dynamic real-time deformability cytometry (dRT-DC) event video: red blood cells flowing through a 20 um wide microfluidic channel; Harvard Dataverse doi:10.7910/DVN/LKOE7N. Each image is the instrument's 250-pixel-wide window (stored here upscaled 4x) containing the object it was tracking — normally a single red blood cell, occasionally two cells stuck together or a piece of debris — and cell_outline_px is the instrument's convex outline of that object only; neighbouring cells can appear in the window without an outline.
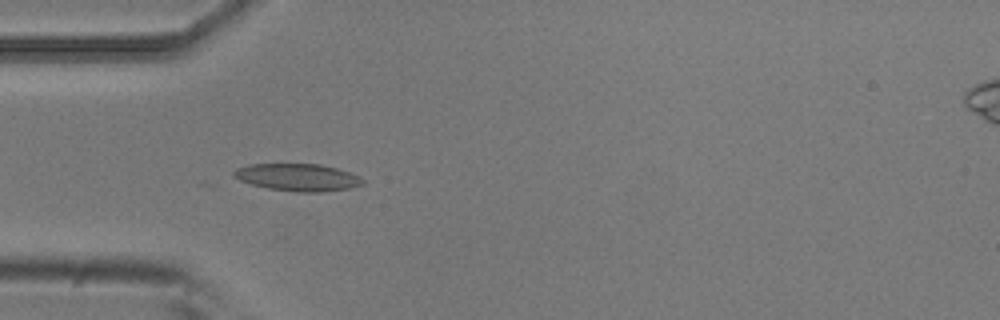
{"species": "common noctule bat (a hibernating species)", "species_latin": "Nyctalus noctula", "temperature_condition": "room temperature", "stored_images_in_passage": 8, "camera_frame_rate_fps": 3000, "um_per_image_px": 0.085, "animal": {"sex": "male", "body_mass_g": 20.5, "forearm_length_mm": 52.5}, "frame": {"image": 1, "passage_image": 4, "time_ms": 1.0, "image_size_px": [1000, 320], "cell_outline_px": [[364, 184], [348, 188], [320, 192], [296, 192], [268, 188], [252, 184], [240, 180], [232, 176], [232, 172], [236, 168], [248, 164], [320, 164], [336, 168], [360, 176], [364, 180]], "centroid_in_image_um": [25.29, 15.07], "position_along_channel_um": 59.7, "area_um2": 20.46}}
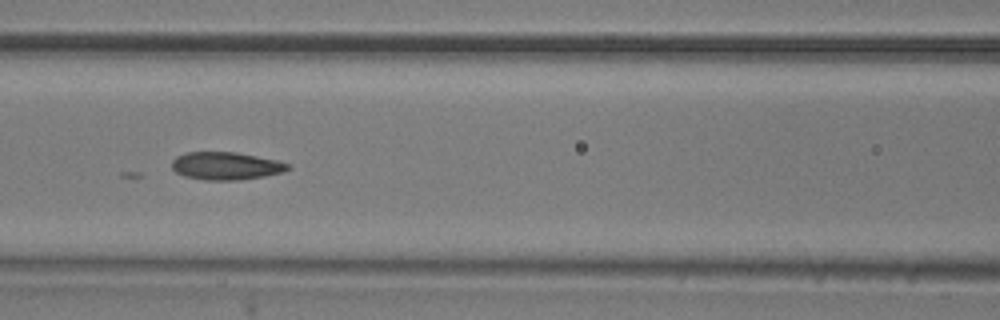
{"frame": {"image": 2, "passage_image": 6, "time_ms": 1.667, "image_size_px": [1000, 320], "cell_outline_px": [[288, 168], [280, 172], [264, 176], [240, 180], [204, 180], [184, 176], [176, 172], [172, 168], [172, 160], [176, 156], [184, 152], [236, 152], [276, 160], [288, 164]], "centroid_in_image_um": [19.13, 14.1], "position_along_channel_um": 147.5, "area_um2": 18.61}}
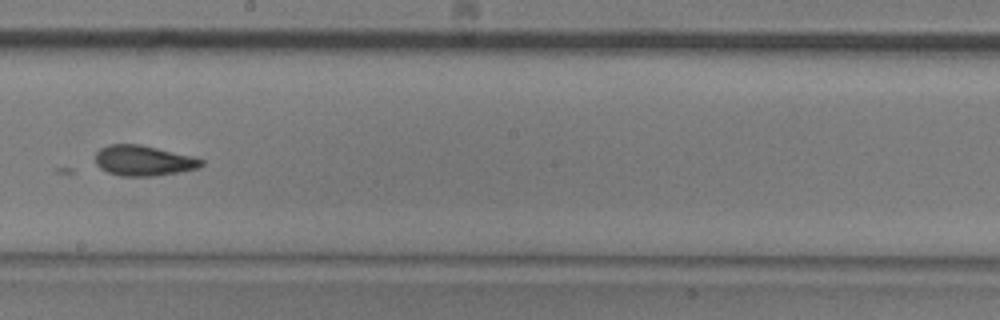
{"frame": {"image": 3, "passage_image": 8, "time_ms": 2.333, "image_size_px": [1000, 320], "cell_outline_px": [[204, 164], [196, 168], [156, 176], [120, 176], [108, 172], [100, 168], [96, 164], [96, 152], [100, 148], [108, 144], [140, 144], [192, 156], [204, 160]], "centroid_in_image_um": [12.16, 13.65], "position_along_channel_um": 236.0, "area_um2": 18.67}}